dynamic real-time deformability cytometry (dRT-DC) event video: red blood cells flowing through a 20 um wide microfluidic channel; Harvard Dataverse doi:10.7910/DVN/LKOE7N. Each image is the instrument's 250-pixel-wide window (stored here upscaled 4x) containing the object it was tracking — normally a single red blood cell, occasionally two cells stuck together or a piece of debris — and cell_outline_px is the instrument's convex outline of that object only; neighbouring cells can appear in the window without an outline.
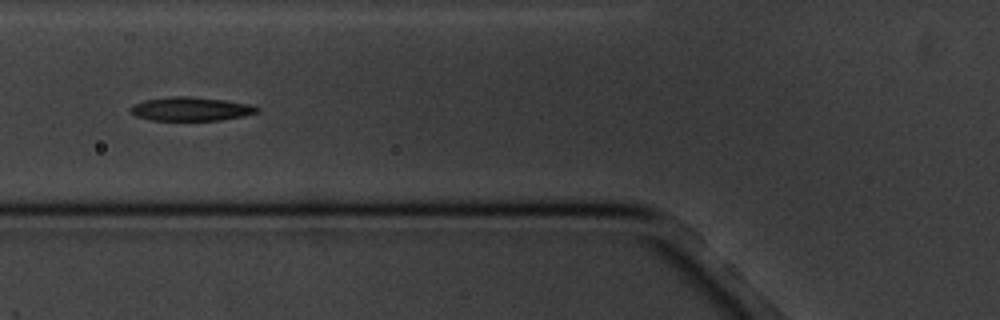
{"species": "common noctule bat (a hibernating species)", "species_latin": "Nyctalus noctula", "temperature_condition": "cold", "stored_images_in_passage": 9, "camera_frame_rate_fps": 3000, "um_per_image_px": 0.085, "animal": {"sex": "male", "body_mass_g": 20.1, "forearm_length_mm": 53.5}, "frame": {"image": 1, "passage_image": 6, "time_ms": 5.667, "image_size_px": [1000, 320], "cell_outline_px": [[260, 112], [244, 116], [220, 120], [148, 120], [136, 116], [128, 112], [128, 108], [132, 104], [144, 100], [172, 96], [188, 96], [224, 100], [252, 104], [260, 108]], "centroid_in_image_um": [16.2, 9.26], "position_along_channel_um": 109.6, "area_um2": 17.8}}
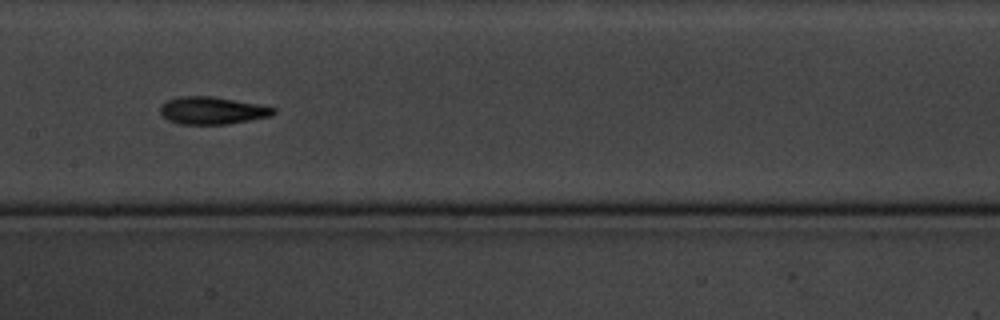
{"frame": {"image": 2, "passage_image": 8, "time_ms": 8.0, "image_size_px": [1000, 320], "cell_outline_px": [[276, 112], [272, 116], [228, 124], [180, 124], [168, 120], [160, 112], [160, 104], [168, 100], [180, 96], [212, 96], [256, 104], [276, 108]], "centroid_in_image_um": [18.03, 9.4], "position_along_channel_um": 189.4, "area_um2": 18.03}}
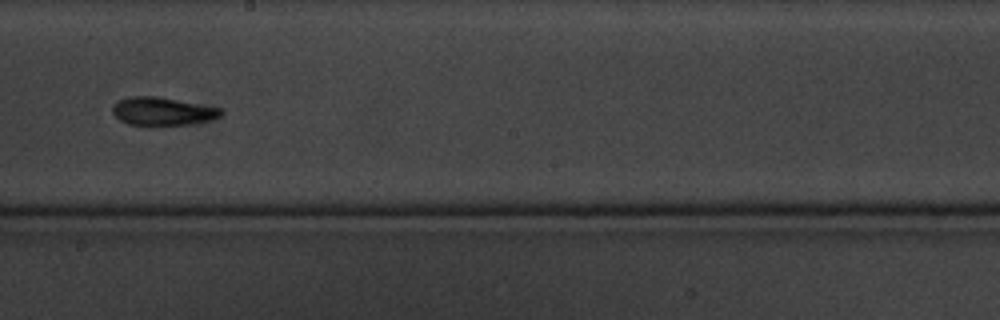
{"frame": {"image": 3, "passage_image": 9, "time_ms": 9.333, "image_size_px": [1000, 320], "cell_outline_px": [[224, 112], [220, 116], [208, 120], [188, 124], [152, 128], [128, 124], [120, 120], [112, 112], [112, 104], [128, 96], [156, 96], [220, 108]], "centroid_in_image_um": [13.75, 9.5], "position_along_channel_um": 234.5, "area_um2": 18.21}}